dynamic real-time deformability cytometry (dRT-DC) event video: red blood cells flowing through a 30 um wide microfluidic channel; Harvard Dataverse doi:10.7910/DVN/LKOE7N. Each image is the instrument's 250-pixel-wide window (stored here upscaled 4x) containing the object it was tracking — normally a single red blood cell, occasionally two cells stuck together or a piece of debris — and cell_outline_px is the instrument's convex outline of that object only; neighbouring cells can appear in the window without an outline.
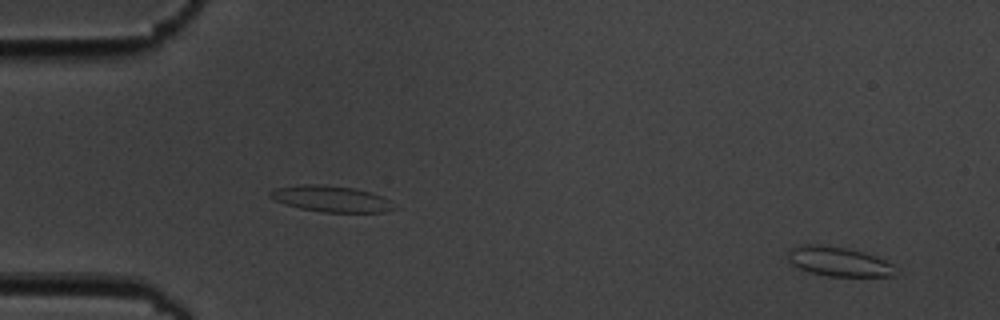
{"species": "common noctule bat (a hibernating species)", "species_latin": "Nyctalus noctula", "temperature_condition": "cold", "stored_images_in_passage": 5, "segment_of_instrument_passage": [2, 2], "camera_frame_rate_fps": 3000, "um_per_image_px": 0.085, "animal": {"sex": "male", "body_mass_g": 19.5, "forearm_length_mm": 54.6}, "frame": {"image": 1, "passage_image": 5, "time_ms": 4.667, "image_size_px": [1000, 320], "cell_outline_px": [[900, 272], [896, 276], [828, 276], [812, 272], [800, 268], [792, 264], [788, 260], [788, 252], [792, 248], [804, 244], [812, 244], [848, 248], [876, 256], [892, 264]], "centroid_in_image_um": [71.34, 22.24], "position_along_channel_um": 13.7, "area_um2": 18.38}}